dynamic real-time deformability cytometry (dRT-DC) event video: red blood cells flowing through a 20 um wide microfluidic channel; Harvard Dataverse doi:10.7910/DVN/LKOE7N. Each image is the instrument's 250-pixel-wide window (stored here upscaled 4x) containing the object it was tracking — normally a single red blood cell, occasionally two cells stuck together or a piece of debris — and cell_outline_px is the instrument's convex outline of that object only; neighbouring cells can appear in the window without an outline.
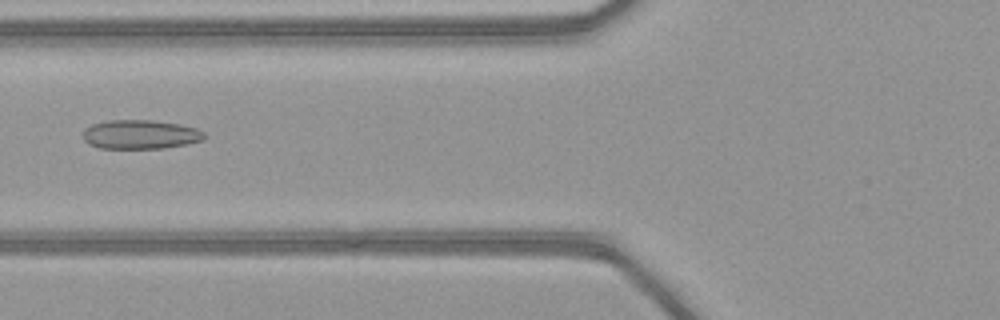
{"species": "common noctule bat (a hibernating species)", "species_latin": "Nyctalus noctula", "temperature_condition": "warm", "stored_images_in_passage": 50, "camera_frame_rate_fps": 3000, "um_per_image_px": 0.085, "animal": {"sex": "female", "body_mass_g": 21.9}, "frame": {"image": 1, "passage_image": 21, "time_ms": 6.667, "image_size_px": [1000, 320], "cell_outline_px": [[208, 136], [204, 140], [188, 144], [164, 148], [100, 148], [88, 144], [84, 140], [84, 128], [92, 124], [108, 120], [152, 120], [180, 124], [196, 128], [204, 132]], "centroid_in_image_um": [11.97, 11.43], "position_along_channel_um": 113.8, "area_um2": 20.75}}
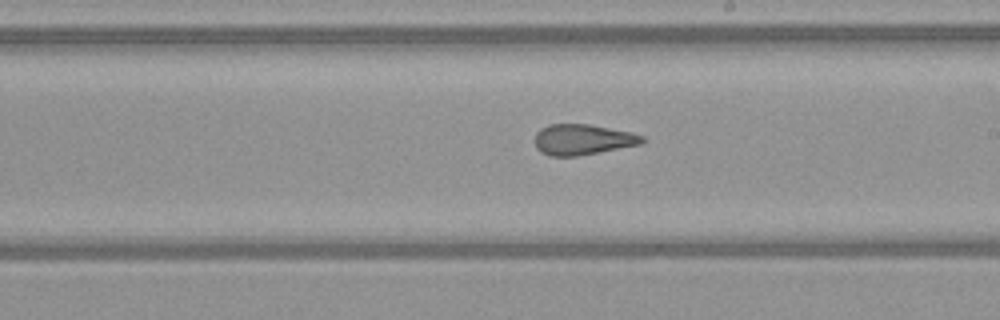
{"frame": {"image": 2, "passage_image": 30, "time_ms": 9.667, "image_size_px": [1000, 320], "cell_outline_px": [[644, 140], [640, 144], [576, 156], [548, 156], [540, 152], [536, 148], [536, 132], [540, 128], [548, 124], [588, 124], [632, 132], [644, 136]], "centroid_in_image_um": [49.49, 11.85], "position_along_channel_um": 239.5, "area_um2": 19.07}}
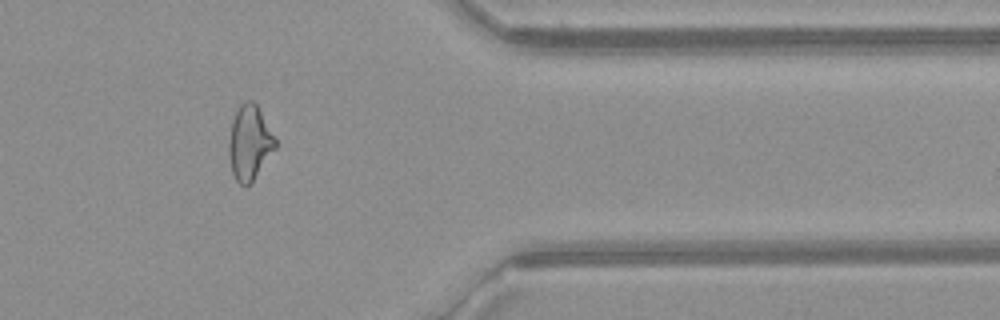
{"frame": {"image": 3, "passage_image": 42, "time_ms": 13.667, "image_size_px": [1000, 320], "cell_outline_px": [[276, 148], [252, 184], [240, 184], [236, 180], [232, 172], [228, 156], [228, 140], [232, 120], [240, 104], [244, 100], [252, 100], [256, 104], [276, 140]], "centroid_in_image_um": [21.19, 12.15], "position_along_channel_um": 390.2, "area_um2": 20.29}, "authors_computed_cell_mechanics": {"area_um2": 21.4438, "velocity_mm_per_s": 4.1658, "shape_relaxation_time_tau1_ms": null, "shape_relaxation_time_tau2_ms": 1.4385, "deformation_change_tau1": null, "deformation_change_tau2": 0.0961}}